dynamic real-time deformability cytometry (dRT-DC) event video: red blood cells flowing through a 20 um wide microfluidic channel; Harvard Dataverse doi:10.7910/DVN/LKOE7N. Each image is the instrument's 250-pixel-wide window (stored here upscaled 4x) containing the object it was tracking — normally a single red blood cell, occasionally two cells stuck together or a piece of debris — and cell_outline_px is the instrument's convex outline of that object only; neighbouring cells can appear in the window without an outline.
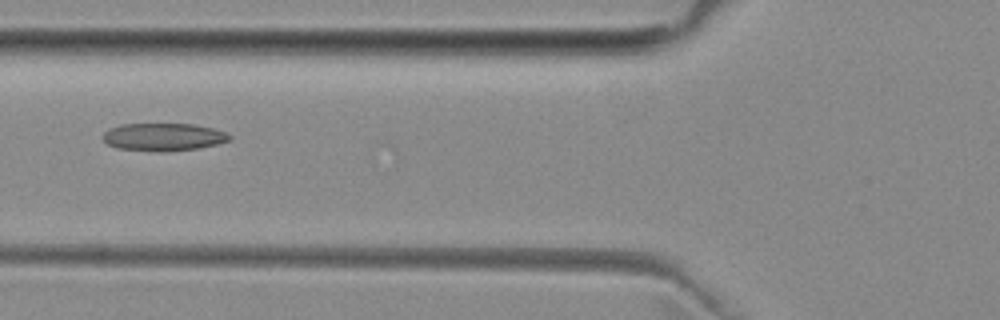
{"species": "common noctule bat (a hibernating species)", "species_latin": "Nyctalus noctula", "temperature_condition": "room temperature", "stored_images_in_passage": 3, "camera_frame_rate_fps": 3000, "um_per_image_px": 0.085, "animal": {"sex": "female", "body_mass_g": 29.2, "forearm_length_mm": 56.3}, "frame": {"image": 1, "passage_image": 2, "time_ms": 1.333, "image_size_px": [1000, 320], "cell_outline_px": [[232, 140], [216, 144], [196, 148], [160, 152], [116, 148], [108, 144], [100, 136], [108, 128], [120, 124], [192, 124], [212, 128], [228, 132], [232, 136]], "centroid_in_image_um": [13.87, 11.63], "position_along_channel_um": 111.9, "area_um2": 20.58}}
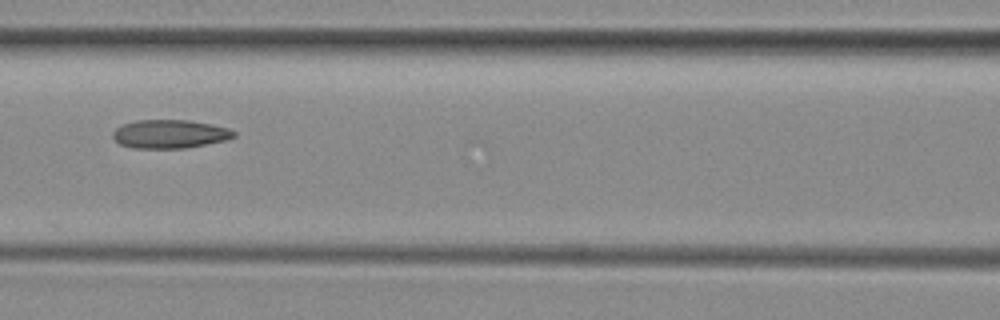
{"frame": {"image": 2, "passage_image": 3, "time_ms": 2.333, "image_size_px": [1000, 320], "cell_outline_px": [[236, 136], [224, 140], [184, 148], [132, 148], [120, 144], [112, 136], [112, 132], [116, 128], [124, 124], [136, 120], [188, 120], [212, 124], [228, 128], [236, 132]], "centroid_in_image_um": [14.42, 11.38], "position_along_channel_um": 152.2, "area_um2": 20.0}}